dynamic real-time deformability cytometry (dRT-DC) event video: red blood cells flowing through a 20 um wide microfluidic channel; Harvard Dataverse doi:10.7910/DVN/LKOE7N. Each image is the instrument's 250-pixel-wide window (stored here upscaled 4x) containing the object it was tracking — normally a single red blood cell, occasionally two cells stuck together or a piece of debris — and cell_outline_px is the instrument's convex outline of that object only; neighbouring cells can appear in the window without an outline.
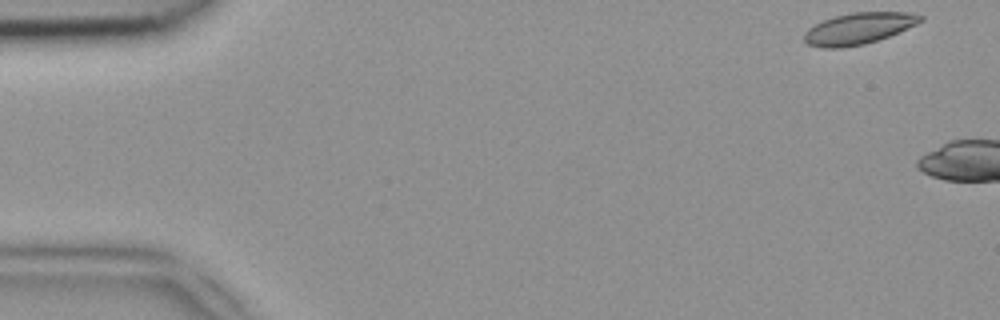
{"species": "common noctule bat (a hibernating species)", "species_latin": "Nyctalus noctula", "temperature_condition": "room temperature", "stored_images_in_passage": 6, "camera_frame_rate_fps": 3000, "um_per_image_px": 0.085, "animal": {"sex": "female", "body_mass_g": 18.4}, "frame": {"image": 1, "passage_image": 1, "time_ms": 0.0, "image_size_px": [1000, 320], "cell_outline_px": [[924, 20], [916, 24], [888, 36], [864, 44], [840, 48], [820, 48], [808, 44], [804, 40], [804, 32], [808, 28], [824, 20], [836, 16], [852, 12], [908, 12], [924, 16]], "centroid_in_image_um": [72.97, 2.42], "position_along_channel_um": 12.0, "area_um2": 21.1}}